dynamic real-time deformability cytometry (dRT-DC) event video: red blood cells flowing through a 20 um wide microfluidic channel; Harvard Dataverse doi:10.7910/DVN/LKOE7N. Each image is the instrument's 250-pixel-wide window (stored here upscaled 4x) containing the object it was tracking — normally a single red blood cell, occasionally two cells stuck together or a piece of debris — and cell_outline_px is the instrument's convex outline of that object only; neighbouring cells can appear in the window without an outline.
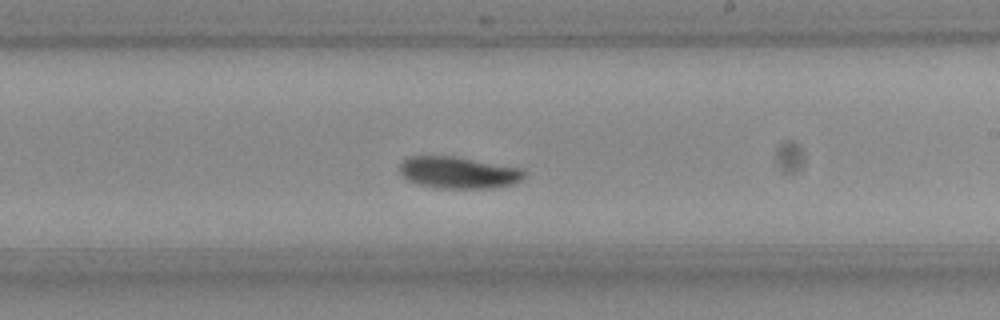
{"species": "Egyptian fruit bat (a non-hibernating species)", "species_latin": "Rousettus aegyptiacus", "temperature_condition": "room temperature", "stored_images_in_passage": 43, "camera_frame_rate_fps": 3000, "um_per_image_px": 0.085, "frame": {"image": 1, "passage_image": 19, "time_ms": 6.0, "image_size_px": [1000, 320], "cell_outline_px": [[528, 172], [520, 180], [512, 184], [492, 188], [440, 188], [416, 184], [400, 176], [400, 164], [408, 156], [452, 156], [524, 168]], "centroid_in_image_um": [38.97, 14.67], "position_along_channel_um": 250.0, "area_um2": 23.24}, "authors_computed_cell_mechanics": {"area_um2": 22.7732, "velocity_mm_per_s": 3.6953, "shape_relaxation_time_tau1_ms": 4.6692, "shape_relaxation_time_tau2_ms": null, "deformation_change_tau1": 0.1285, "deformation_change_tau2": null}}